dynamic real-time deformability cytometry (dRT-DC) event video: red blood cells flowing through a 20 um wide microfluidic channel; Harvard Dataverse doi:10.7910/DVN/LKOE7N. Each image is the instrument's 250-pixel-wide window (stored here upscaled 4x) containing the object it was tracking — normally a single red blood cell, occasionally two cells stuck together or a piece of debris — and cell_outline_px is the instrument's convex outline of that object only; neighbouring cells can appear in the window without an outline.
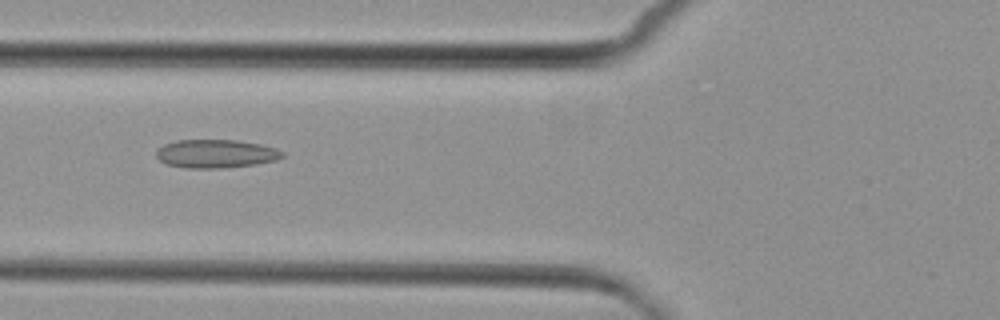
{"species": "common noctule bat (a hibernating species)", "species_latin": "Nyctalus noctula", "temperature_condition": "cold", "stored_images_in_passage": 6, "camera_frame_rate_fps": 3000, "um_per_image_px": 0.085, "animal": {"sex": "female", "body_mass_g": 29.2, "forearm_length_mm": 56.3}, "frame": {"image": 1, "passage_image": 3, "time_ms": 2.667, "image_size_px": [1000, 320], "cell_outline_px": [[284, 156], [276, 160], [256, 164], [220, 168], [184, 168], [168, 164], [160, 160], [156, 156], [156, 152], [164, 144], [176, 140], [236, 140], [260, 144], [276, 148], [284, 152]], "centroid_in_image_um": [18.36, 13.06], "position_along_channel_um": 107.4, "area_um2": 20.81}}
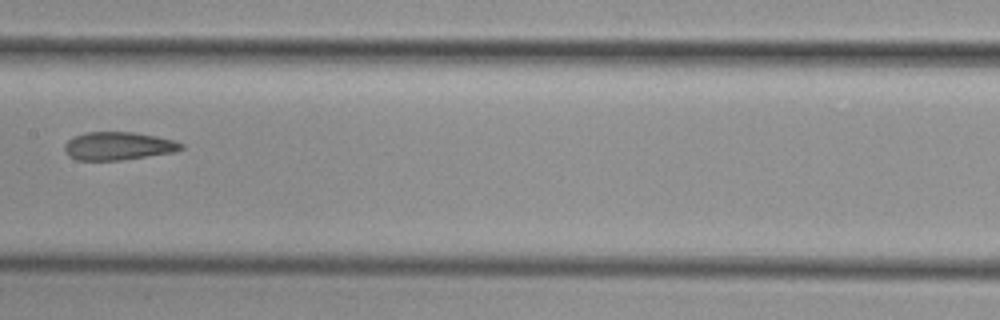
{"frame": {"image": 2, "passage_image": 5, "time_ms": 5.0, "image_size_px": [1000, 320], "cell_outline_px": [[184, 148], [176, 152], [120, 160], [76, 160], [68, 156], [64, 148], [64, 144], [72, 136], [84, 132], [136, 132], [156, 136], [172, 140], [184, 144]], "centroid_in_image_um": [10.03, 12.4], "position_along_channel_um": 197.4, "area_um2": 19.25}}
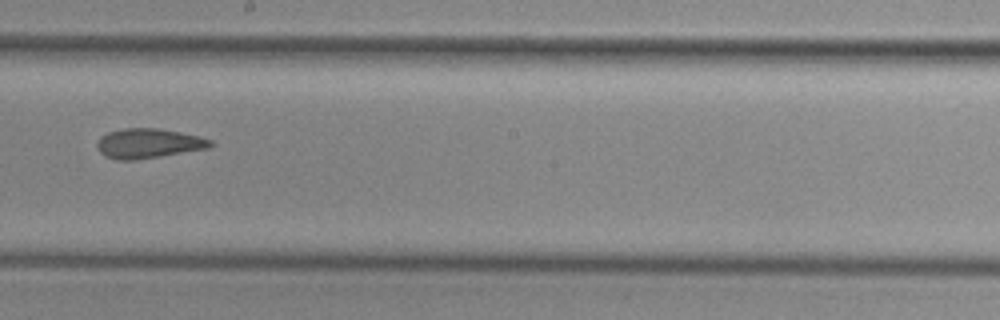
{"frame": {"image": 3, "passage_image": 6, "time_ms": 6.0, "image_size_px": [1000, 320], "cell_outline_px": [[212, 144], [208, 148], [132, 160], [116, 160], [104, 156], [100, 152], [96, 144], [100, 136], [108, 132], [124, 128], [160, 128], [200, 136], [212, 140]], "centroid_in_image_um": [12.58, 12.17], "position_along_channel_um": 235.6, "area_um2": 19.48}}